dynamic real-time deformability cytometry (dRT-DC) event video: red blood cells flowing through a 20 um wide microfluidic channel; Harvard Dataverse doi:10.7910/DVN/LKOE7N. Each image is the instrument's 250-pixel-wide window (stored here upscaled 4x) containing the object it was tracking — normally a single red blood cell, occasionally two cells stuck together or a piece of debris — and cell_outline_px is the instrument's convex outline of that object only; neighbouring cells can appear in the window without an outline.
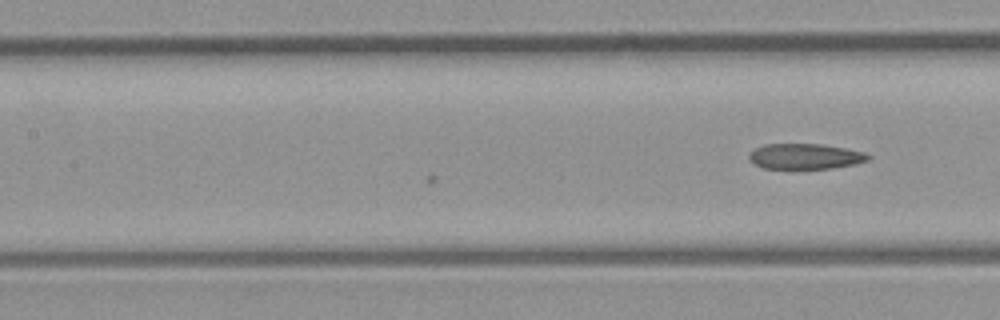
{"species": "common noctule bat (a hibernating species)", "species_latin": "Nyctalus noctula", "temperature_condition": "room temperature", "stored_images_in_passage": 12, "camera_frame_rate_fps": 3000, "um_per_image_px": 0.085, "animal": {"sex": "male", "body_mass_g": 23.1, "forearm_length_mm": 52.7}, "frame": {"image": 1, "passage_image": 12, "time_ms": 3.667, "image_size_px": [1000, 320], "cell_outline_px": [[872, 156], [868, 160], [852, 164], [832, 168], [764, 168], [748, 160], [748, 152], [764, 144], [824, 144], [864, 152]], "centroid_in_image_um": [68.41, 13.28], "position_along_channel_um": 139.0, "area_um2": 17.57}}